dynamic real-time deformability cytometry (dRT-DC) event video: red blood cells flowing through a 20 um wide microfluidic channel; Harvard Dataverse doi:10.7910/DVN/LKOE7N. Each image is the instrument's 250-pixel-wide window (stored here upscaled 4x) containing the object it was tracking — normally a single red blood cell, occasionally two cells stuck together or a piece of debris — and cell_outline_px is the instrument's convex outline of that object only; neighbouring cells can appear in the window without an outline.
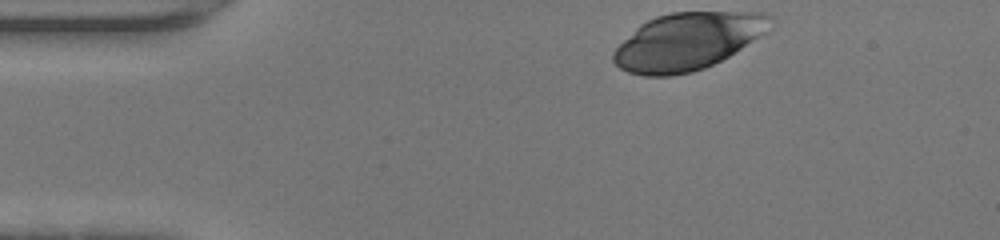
{"species": "human", "species_latin": "Homo sapiens", "temperature_condition": "warm", "stored_images_in_passage": 34, "camera_frame_rate_fps": 3000, "um_per_image_px": 0.085, "donor": {"sex": "female"}, "frame": {"image": 1, "passage_image": 1, "time_ms": 0.0, "image_size_px": [1000, 240], "cell_outline_px": [[772, 16], [764, 32], [728, 56], [704, 68], [692, 72], [672, 76], [644, 76], [628, 72], [620, 68], [612, 60], [612, 52], [640, 24], [656, 16], [672, 12], [764, 12]], "centroid_in_image_um": [58.37, 3.52], "position_along_channel_um": 26.6, "area_um2": 51.62}}
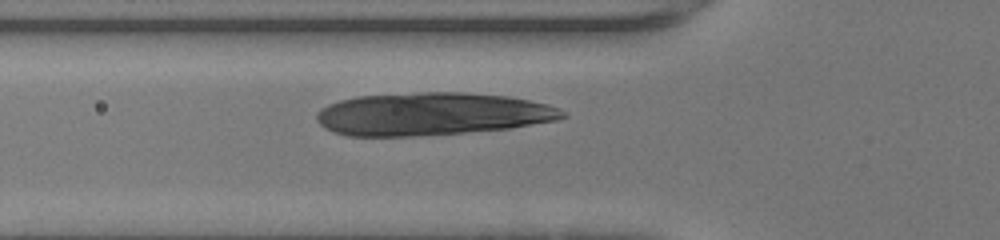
{"frame": {"image": 2, "passage_image": 10, "time_ms": 3.0, "image_size_px": [1000, 240], "cell_outline_px": [[568, 116], [556, 120], [512, 128], [416, 136], [348, 136], [332, 132], [324, 128], [316, 120], [316, 112], [320, 108], [328, 104], [340, 100], [356, 96], [416, 92], [464, 92], [508, 96], [548, 104], [560, 108]], "centroid_in_image_um": [36.68, 9.68], "position_along_channel_um": 89.1, "area_um2": 61.61}}
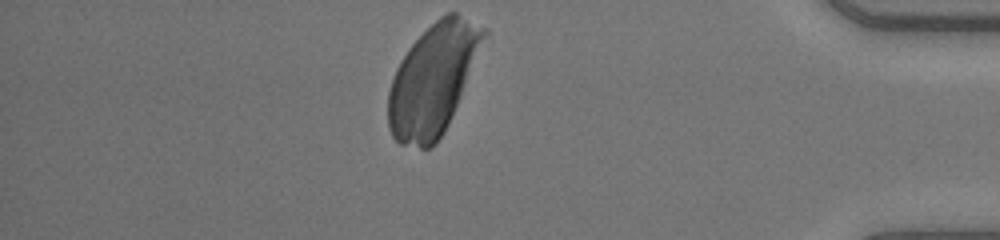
{"frame": {"image": 3, "passage_image": 34, "time_ms": 11.0, "image_size_px": [1000, 240], "cell_outline_px": [[488, 32], [448, 124], [444, 132], [436, 144], [432, 148], [420, 148], [400, 144], [392, 136], [388, 128], [388, 92], [392, 76], [400, 60], [408, 48], [440, 16], [448, 12], [456, 12], [488, 28]], "centroid_in_image_um": [36.79, 6.77], "position_along_channel_um": 398.4, "area_um2": 61.27}}